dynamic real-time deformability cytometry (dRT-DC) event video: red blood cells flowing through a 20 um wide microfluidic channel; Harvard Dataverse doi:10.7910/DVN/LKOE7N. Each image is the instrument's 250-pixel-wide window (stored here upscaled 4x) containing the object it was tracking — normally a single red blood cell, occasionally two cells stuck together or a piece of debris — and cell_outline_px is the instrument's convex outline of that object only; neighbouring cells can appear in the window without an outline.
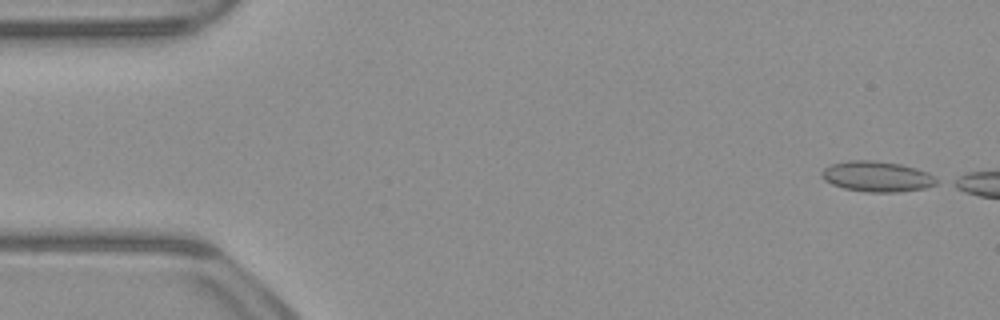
{"species": "common noctule bat (a hibernating species)", "species_latin": "Nyctalus noctula", "temperature_condition": "warm", "stored_images_in_passage": 41, "camera_frame_rate_fps": 3000, "um_per_image_px": 0.085, "animal": {"sex": "male", "body_mass_g": 23.1, "forearm_length_mm": 52.7}, "frame": {"image": 1, "passage_image": 1, "time_ms": 0.0, "image_size_px": [1000, 320], "cell_outline_px": [[944, 180], [936, 184], [924, 188], [896, 192], [868, 192], [844, 188], [832, 184], [824, 180], [820, 176], [820, 172], [824, 168], [832, 164], [848, 160], [872, 160], [900, 164], [916, 168], [928, 172]], "centroid_in_image_um": [74.58, 15.0], "position_along_channel_um": 10.4, "area_um2": 20.63}}
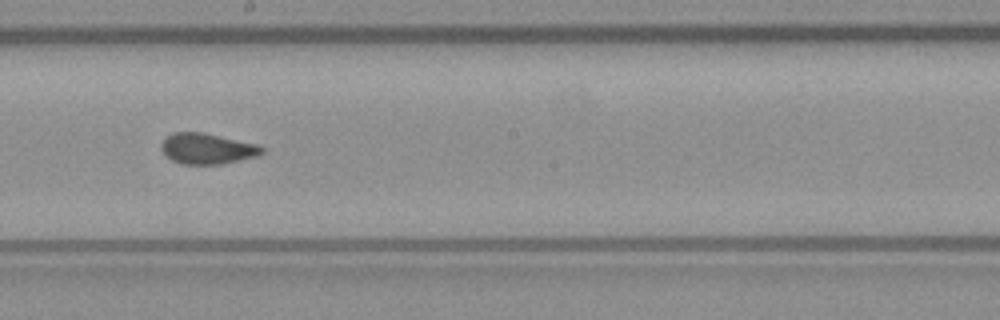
{"frame": {"image": 2, "passage_image": 27, "time_ms": 8.667, "image_size_px": [1000, 320], "cell_outline_px": [[264, 152], [256, 156], [220, 164], [184, 164], [172, 160], [160, 148], [160, 144], [172, 132], [204, 132], [260, 144], [264, 148]], "centroid_in_image_um": [17.64, 12.61], "position_along_channel_um": 230.6, "area_um2": 18.03}}
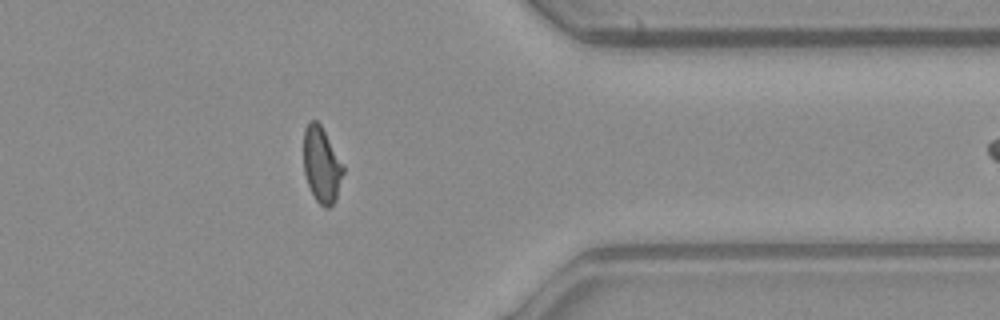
{"frame": {"image": 3, "passage_image": 40, "time_ms": 13.0, "image_size_px": [1000, 320], "cell_outline_px": [[344, 172], [336, 200], [328, 208], [324, 208], [316, 200], [308, 184], [304, 172], [304, 128], [308, 120], [316, 120], [320, 124], [344, 164]], "centroid_in_image_um": [27.35, 14.0], "position_along_channel_um": 384.1, "area_um2": 17.57}}